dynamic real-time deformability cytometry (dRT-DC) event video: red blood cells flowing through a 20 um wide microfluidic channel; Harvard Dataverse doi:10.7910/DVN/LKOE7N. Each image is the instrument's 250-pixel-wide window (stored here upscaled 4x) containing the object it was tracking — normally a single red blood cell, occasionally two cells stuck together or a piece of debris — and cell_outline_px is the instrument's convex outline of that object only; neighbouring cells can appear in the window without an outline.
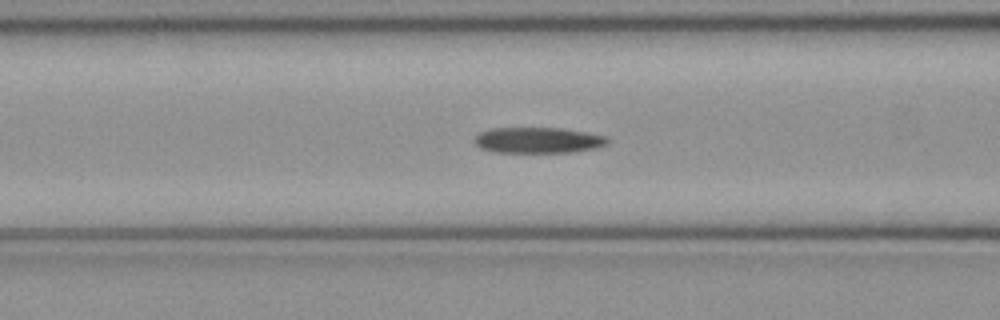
{"species": "common noctule bat (a hibernating species)", "species_latin": "Nyctalus noctula", "temperature_condition": "cold", "stored_images_in_passage": 39, "camera_frame_rate_fps": 3000, "um_per_image_px": 0.085, "animal": {"sex": "female", "body_mass_g": 21.9}, "frame": {"image": 1, "passage_image": 9, "time_ms": 2.667, "image_size_px": [1000, 320], "cell_outline_px": [[612, 140], [608, 144], [596, 148], [572, 152], [496, 152], [480, 148], [472, 140], [480, 132], [488, 128], [560, 128], [588, 132], [608, 136]], "centroid_in_image_um": [45.78, 11.91], "position_along_channel_um": 120.8, "area_um2": 20.29}}
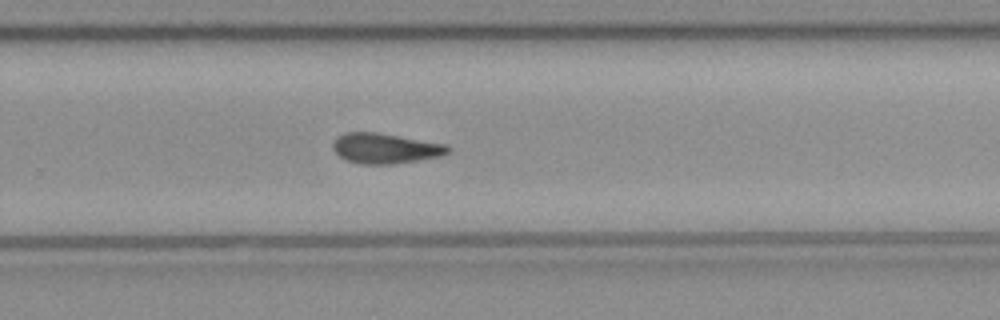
{"frame": {"image": 2, "passage_image": 22, "time_ms": 7.0, "image_size_px": [1000, 320], "cell_outline_px": [[452, 152], [440, 156], [392, 164], [360, 164], [348, 160], [340, 156], [332, 148], [332, 144], [336, 136], [344, 132], [376, 132], [448, 144], [452, 148]], "centroid_in_image_um": [32.77, 12.6], "position_along_channel_um": 297.0, "area_um2": 20.4}}
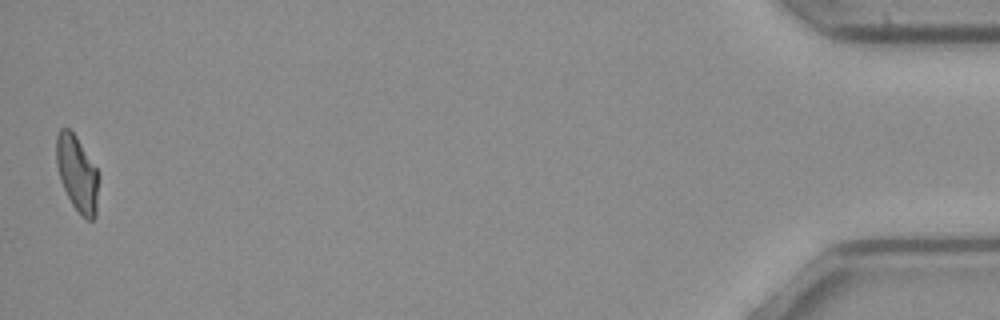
{"frame": {"image": 3, "passage_image": 39, "time_ms": 12.667, "image_size_px": [1000, 320], "cell_outline_px": [[96, 216], [92, 220], [88, 220], [72, 204], [60, 180], [56, 164], [56, 136], [60, 128], [68, 128], [76, 136], [96, 168]], "centroid_in_image_um": [6.51, 14.7], "position_along_channel_um": 428.7, "area_um2": 17.98}, "authors_computed_cell_mechanics": {"area_um2": 20.3456, "velocity_mm_per_s": 4.0691, "shape_relaxation_time_tau1_ms": null, "shape_relaxation_time_tau2_ms": 3.7991, "deformation_change_tau1": null, "deformation_change_tau2": 0.1246}}